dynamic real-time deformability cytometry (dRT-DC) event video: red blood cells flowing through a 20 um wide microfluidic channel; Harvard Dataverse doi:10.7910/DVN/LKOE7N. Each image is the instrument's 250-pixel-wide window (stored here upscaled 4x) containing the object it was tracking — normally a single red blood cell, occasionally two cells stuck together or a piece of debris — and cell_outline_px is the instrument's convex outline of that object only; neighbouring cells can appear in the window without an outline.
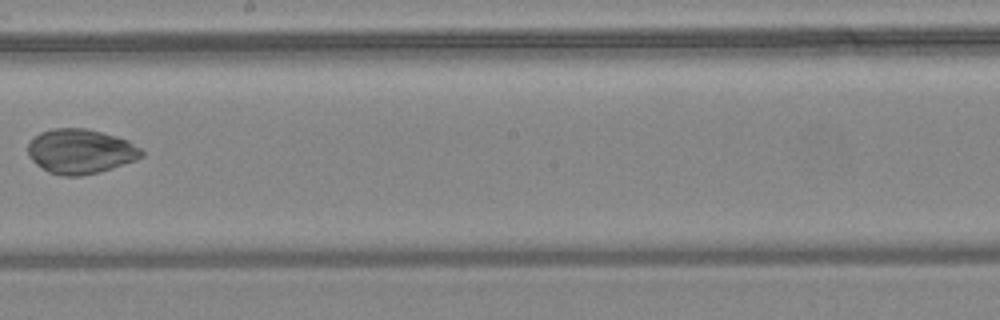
{"species": "common noctule bat (a hibernating species)", "species_latin": "Nyctalus noctula", "temperature_condition": "warm", "stored_images_in_passage": 9, "camera_frame_rate_fps": 3000, "um_per_image_px": 0.085, "animal": {"sex": "female", "body_mass_g": 24.6, "forearm_length_mm": 56.2}, "frame": {"image": 1, "passage_image": 8, "time_ms": 2.333, "image_size_px": [1000, 320], "cell_outline_px": [[144, 156], [136, 160], [96, 172], [80, 176], [64, 176], [48, 172], [36, 164], [28, 156], [28, 144], [40, 132], [52, 128], [88, 128], [116, 136], [128, 140], [140, 148], [144, 152]], "centroid_in_image_um": [6.84, 12.85], "position_along_channel_um": 241.4, "area_um2": 29.48}}
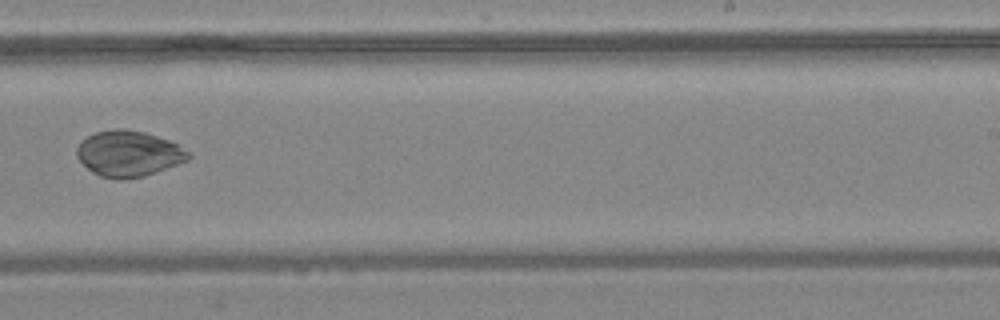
{"frame": {"image": 2, "passage_image": 9, "time_ms": 2.667, "image_size_px": [1000, 320], "cell_outline_px": [[192, 156], [188, 160], [144, 176], [120, 180], [116, 180], [100, 176], [92, 172], [76, 156], [76, 148], [88, 136], [96, 132], [116, 128], [124, 128], [144, 132], [168, 140], [192, 152]], "centroid_in_image_um": [10.94, 13.06], "position_along_channel_um": 278.1, "area_um2": 29.71}}